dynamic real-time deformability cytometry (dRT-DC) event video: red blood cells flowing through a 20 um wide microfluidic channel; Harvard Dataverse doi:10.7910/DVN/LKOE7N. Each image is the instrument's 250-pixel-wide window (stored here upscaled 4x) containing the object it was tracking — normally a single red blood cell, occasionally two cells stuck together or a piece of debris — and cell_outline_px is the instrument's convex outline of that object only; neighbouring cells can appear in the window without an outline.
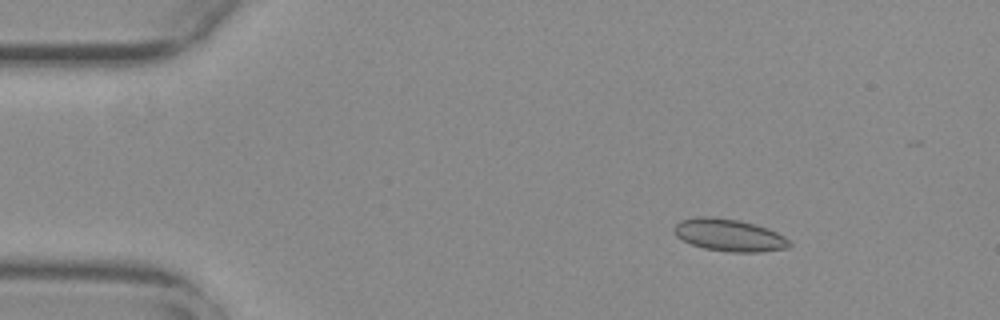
{"species": "common noctule bat (a hibernating species)", "species_latin": "Nyctalus noctula", "temperature_condition": "warm", "stored_images_in_passage": 18, "camera_frame_rate_fps": 3000, "um_per_image_px": 0.085, "animal": {"sex": "female", "body_mass_g": 29.2, "forearm_length_mm": 56.3}, "frame": {"image": 1, "passage_image": 8, "time_ms": 2.333, "image_size_px": [1000, 320], "cell_outline_px": [[792, 244], [788, 248], [760, 252], [732, 252], [704, 248], [692, 244], [676, 236], [672, 232], [672, 228], [680, 220], [700, 216], [708, 216], [740, 220], [768, 228], [784, 236]], "centroid_in_image_um": [61.97, 19.98], "position_along_channel_um": 23.0, "area_um2": 21.73}}
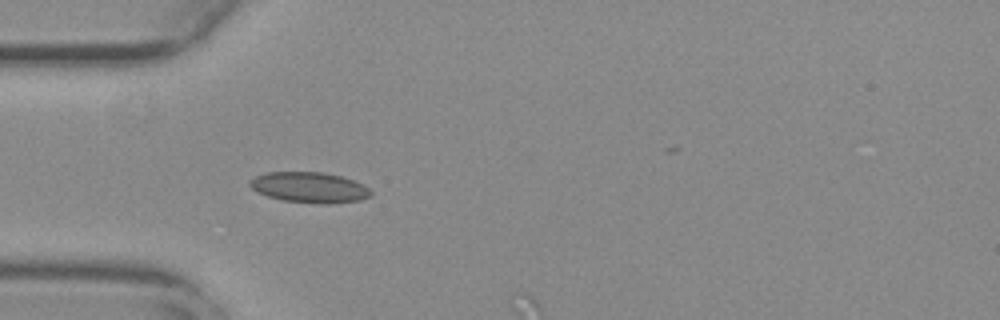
{"frame": {"image": 2, "passage_image": 17, "time_ms": 5.333, "image_size_px": [1000, 320], "cell_outline_px": [[372, 196], [360, 200], [332, 204], [320, 204], [280, 200], [256, 192], [248, 184], [248, 180], [264, 172], [324, 172], [340, 176], [352, 180], [368, 188], [372, 192]], "centroid_in_image_um": [26.26, 15.94], "position_along_channel_um": 58.7, "area_um2": 21.73}}